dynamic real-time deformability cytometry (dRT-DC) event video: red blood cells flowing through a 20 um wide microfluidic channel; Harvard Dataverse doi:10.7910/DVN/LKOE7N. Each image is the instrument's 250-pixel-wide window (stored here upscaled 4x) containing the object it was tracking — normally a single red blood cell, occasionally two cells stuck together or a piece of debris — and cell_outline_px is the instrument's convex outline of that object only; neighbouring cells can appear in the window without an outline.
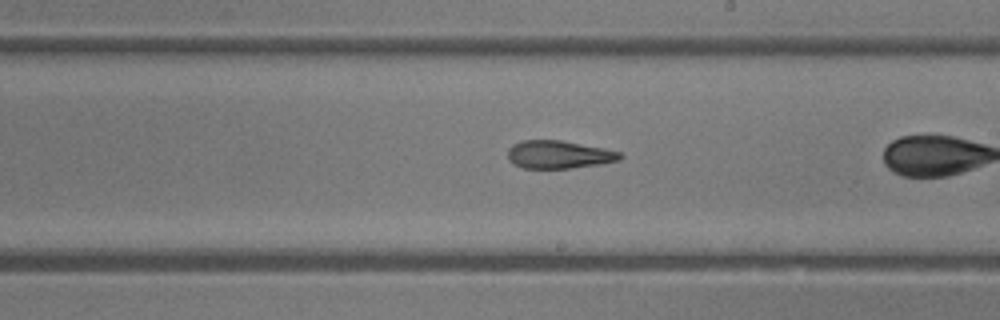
{"species": "common noctule bat (a hibernating species)", "species_latin": "Nyctalus noctula", "temperature_condition": "room temperature", "stored_images_in_passage": 34, "camera_frame_rate_fps": 3000, "um_per_image_px": 0.085, "animal": {"sex": "female"}, "frame": {"image": 1, "passage_image": 25, "time_ms": 8.0, "image_size_px": [1000, 320], "cell_outline_px": [[624, 156], [620, 160], [600, 164], [568, 168], [524, 168], [512, 164], [508, 160], [508, 148], [512, 144], [524, 140], [560, 140], [604, 148], [620, 152]], "centroid_in_image_um": [47.48, 13.13], "position_along_channel_um": 241.5, "area_um2": 18.32}}